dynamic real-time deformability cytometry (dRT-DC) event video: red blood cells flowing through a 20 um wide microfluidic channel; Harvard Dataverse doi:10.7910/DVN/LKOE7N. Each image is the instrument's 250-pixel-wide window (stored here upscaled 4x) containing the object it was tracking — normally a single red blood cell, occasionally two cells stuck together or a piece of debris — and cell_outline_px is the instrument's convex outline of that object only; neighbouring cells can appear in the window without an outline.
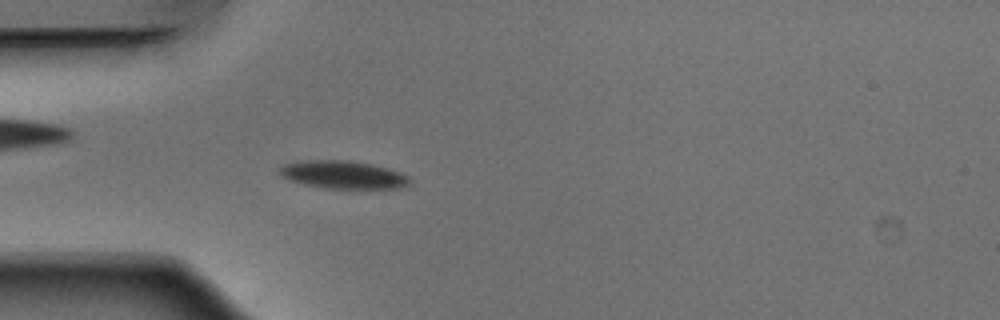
{"species": "Egyptian fruit bat (a non-hibernating species)", "species_latin": "Rousettus aegyptiacus", "temperature_condition": "warm", "stored_images_in_passage": 38, "camera_frame_rate_fps": 3000, "um_per_image_px": 0.085, "animal": {"sex": "male"}, "frame": {"image": 1, "passage_image": 8, "time_ms": 2.333, "image_size_px": [1000, 320], "cell_outline_px": [[412, 180], [408, 184], [400, 188], [324, 188], [304, 184], [292, 180], [284, 176], [280, 172], [280, 168], [284, 164], [304, 160], [348, 160], [372, 164], [388, 168], [400, 172], [408, 176]], "centroid_in_image_um": [29.21, 14.84], "position_along_channel_um": 55.8, "area_um2": 20.92}}
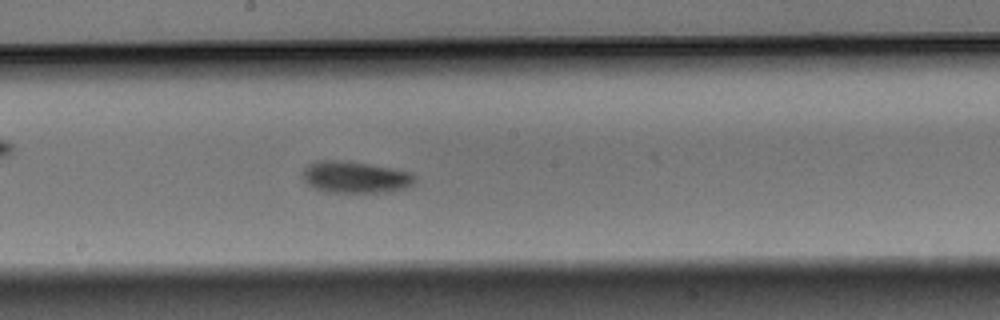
{"frame": {"image": 2, "passage_image": 21, "time_ms": 6.667, "image_size_px": [1000, 320], "cell_outline_px": [[416, 180], [412, 184], [404, 188], [388, 192], [328, 192], [316, 188], [308, 184], [304, 180], [304, 168], [308, 164], [316, 160], [340, 160], [396, 168], [412, 172], [416, 176]], "centroid_in_image_um": [30.24, 15.04], "position_along_channel_um": 218.0, "area_um2": 20.75}}
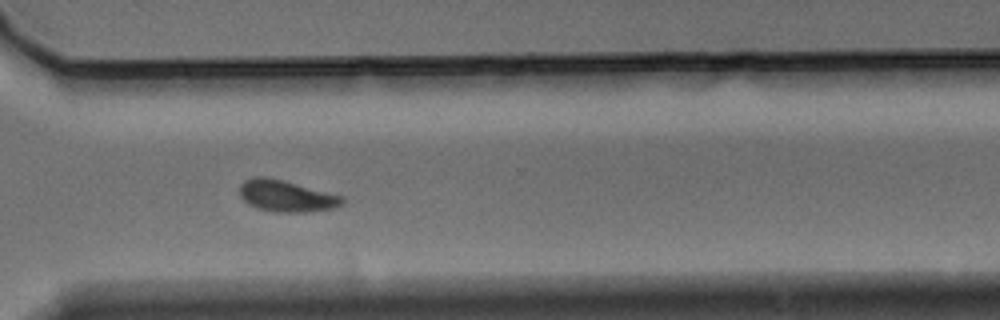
{"frame": {"image": 3, "passage_image": 31, "time_ms": 10.0, "image_size_px": [1000, 320], "cell_outline_px": [[344, 204], [336, 208], [308, 212], [272, 212], [256, 208], [248, 204], [240, 196], [240, 184], [244, 180], [256, 176], [268, 176], [284, 180], [344, 196]], "centroid_in_image_um": [24.35, 16.66], "position_along_channel_um": 346.2, "area_um2": 19.25}, "authors_computed_cell_mechanics": {"area_um2": 20.3456, "velocity_mm_per_s": 3.8608, "shape_relaxation_time_tau1_ms": 1.7914, "shape_relaxation_time_tau2_ms": null, "deformation_change_tau1": 0.1154, "deformation_change_tau2": null}}